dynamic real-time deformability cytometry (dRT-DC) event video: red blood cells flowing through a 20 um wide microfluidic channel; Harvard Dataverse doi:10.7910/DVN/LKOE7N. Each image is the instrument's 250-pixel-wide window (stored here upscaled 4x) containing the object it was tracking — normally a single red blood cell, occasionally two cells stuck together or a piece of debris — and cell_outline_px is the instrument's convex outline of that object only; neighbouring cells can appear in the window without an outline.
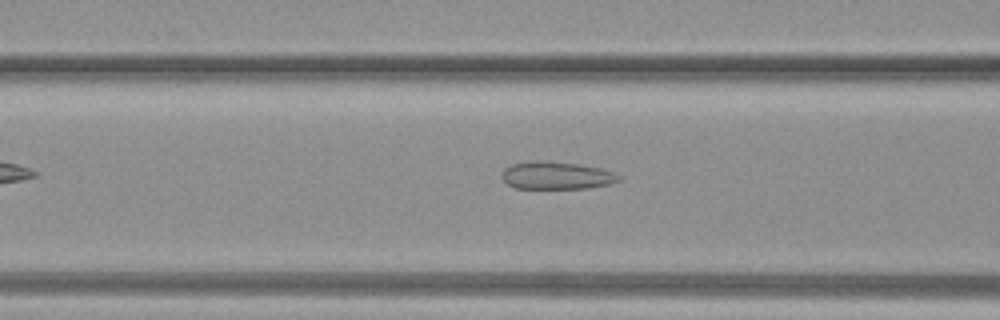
{"species": "common noctule bat (a hibernating species)", "species_latin": "Nyctalus noctula", "temperature_condition": "warm", "stored_images_in_passage": 33, "camera_frame_rate_fps": 3000, "um_per_image_px": 0.085, "animal": {"sex": "female", "body_mass_g": 19.3, "forearm_length_mm": 54.1}, "frame": {"image": 1, "passage_image": 10, "time_ms": 3.0, "image_size_px": [1000, 320], "cell_outline_px": [[620, 180], [608, 184], [588, 188], [516, 188], [508, 184], [500, 176], [500, 172], [504, 168], [512, 164], [532, 160], [544, 160], [580, 164], [600, 168], [612, 172], [620, 176]], "centroid_in_image_um": [47.25, 14.9], "position_along_channel_um": 119.4, "area_um2": 18.9}}
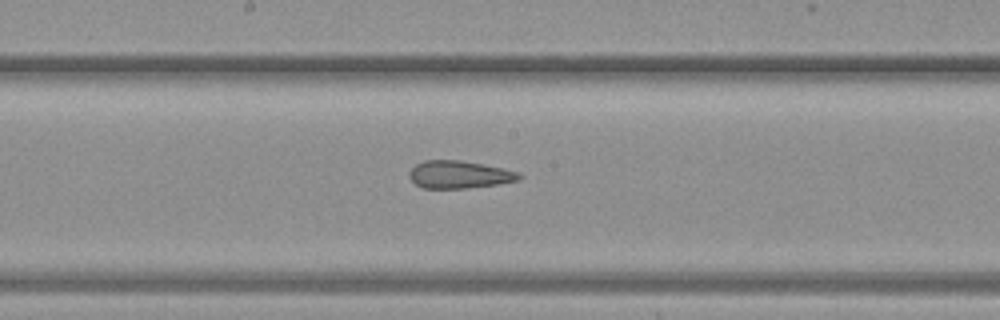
{"frame": {"image": 2, "passage_image": 15, "time_ms": 4.667, "image_size_px": [1000, 320], "cell_outline_px": [[524, 176], [520, 180], [500, 184], [468, 188], [424, 188], [416, 184], [408, 176], [408, 172], [416, 164], [424, 160], [460, 160], [484, 164], [516, 172]], "centroid_in_image_um": [39.03, 14.84], "position_along_channel_um": 209.2, "area_um2": 17.69}}
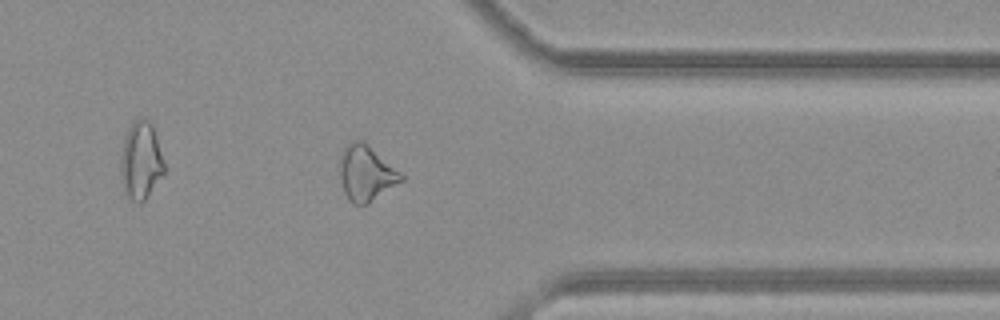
{"frame": {"image": 3, "passage_image": 25, "time_ms": 8.0, "image_size_px": [1000, 320], "cell_outline_px": [[404, 180], [368, 204], [352, 204], [348, 200], [344, 192], [340, 180], [340, 156], [344, 148], [352, 140], [360, 140], [368, 144], [400, 172], [404, 176]], "centroid_in_image_um": [31.11, 14.74], "position_along_channel_um": 380.3, "area_um2": 19.83}}